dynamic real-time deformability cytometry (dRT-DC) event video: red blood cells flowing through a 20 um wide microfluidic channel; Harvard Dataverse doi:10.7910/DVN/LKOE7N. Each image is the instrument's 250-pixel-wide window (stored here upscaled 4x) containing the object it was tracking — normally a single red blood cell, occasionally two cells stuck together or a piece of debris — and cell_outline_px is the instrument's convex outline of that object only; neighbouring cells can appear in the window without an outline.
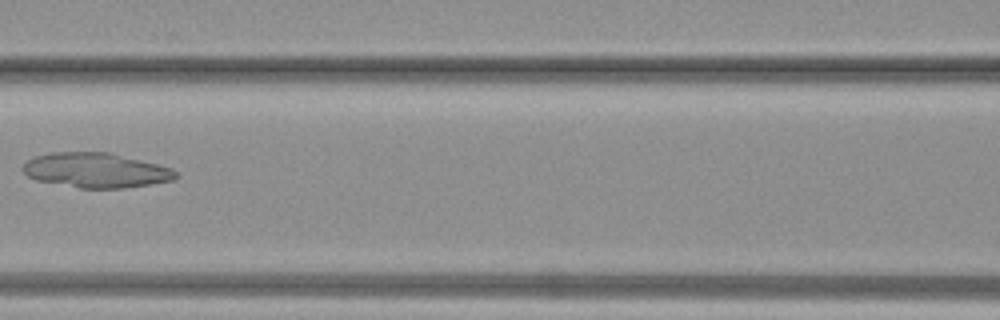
{"species": "common noctule bat (a hibernating species)", "species_latin": "Nyctalus noctula", "temperature_condition": "warm", "stored_images_in_passage": 39, "camera_frame_rate_fps": 3000, "um_per_image_px": 0.085, "animal": {"sex": "female", "body_mass_g": 19.3, "forearm_length_mm": 54.1}, "frame": {"image": 1, "passage_image": 18, "time_ms": 5.667, "image_size_px": [1000, 320], "cell_outline_px": [[180, 176], [172, 180], [124, 188], [80, 188], [36, 180], [28, 176], [20, 168], [28, 160], [36, 156], [52, 152], [108, 152], [172, 168], [180, 172]], "centroid_in_image_um": [8.15, 14.47], "position_along_channel_um": 158.4, "area_um2": 30.87}}
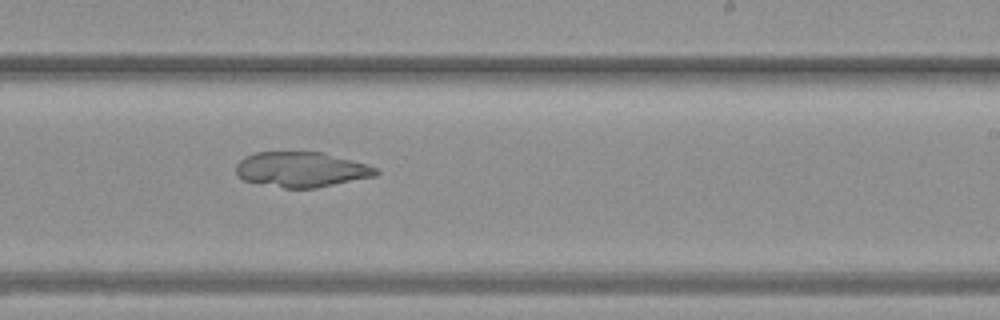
{"frame": {"image": 2, "passage_image": 24, "time_ms": 7.667, "image_size_px": [1000, 320], "cell_outline_px": [[380, 172], [376, 176], [316, 188], [284, 188], [244, 180], [236, 172], [236, 164], [244, 156], [256, 152], [320, 152], [368, 164], [376, 168]], "centroid_in_image_um": [25.63, 14.41], "position_along_channel_um": 263.4, "area_um2": 28.55}}
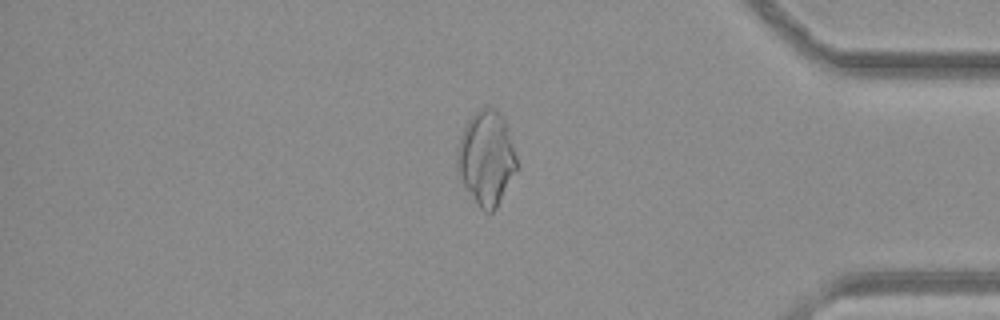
{"frame": {"image": 3, "passage_image": 33, "time_ms": 10.667, "image_size_px": [1000, 320], "cell_outline_px": [[516, 168], [496, 208], [492, 212], [484, 212], [480, 208], [464, 184], [456, 168], [456, 148], [464, 124], [476, 112], [484, 108], [492, 108], [500, 112], [504, 116], [508, 124], [516, 156]], "centroid_in_image_um": [41.32, 13.38], "position_along_channel_um": 393.9, "area_um2": 32.48}}